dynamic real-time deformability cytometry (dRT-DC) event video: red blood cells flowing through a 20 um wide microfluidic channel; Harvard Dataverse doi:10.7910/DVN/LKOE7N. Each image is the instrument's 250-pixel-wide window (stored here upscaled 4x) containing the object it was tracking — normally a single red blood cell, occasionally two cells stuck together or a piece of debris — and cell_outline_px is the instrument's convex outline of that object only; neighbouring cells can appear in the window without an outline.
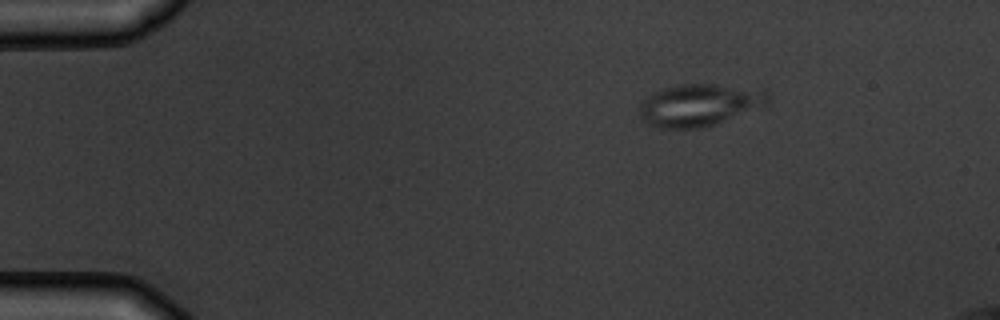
{"species": "common noctule bat (a hibernating species)", "species_latin": "Nyctalus noctula", "temperature_condition": "warm", "stored_images_in_passage": 3, "segment_of_instrument_passage": [2, 2], "camera_frame_rate_fps": 3000, "um_per_image_px": 0.085, "animal": {"sex": "male", "body_mass_g": 19.5, "forearm_length_mm": 54.6}, "frame": {"image": 1, "passage_image": 3, "time_ms": 2.333, "image_size_px": [1000, 320], "cell_outline_px": [[772, 96], [768, 108], [704, 128], [660, 128], [648, 124], [640, 116], [640, 104], [648, 96], [664, 88], [680, 84], [716, 84], [768, 88]], "centroid_in_image_um": [59.67, 8.92], "position_along_channel_um": 25.3, "area_um2": 32.89}}